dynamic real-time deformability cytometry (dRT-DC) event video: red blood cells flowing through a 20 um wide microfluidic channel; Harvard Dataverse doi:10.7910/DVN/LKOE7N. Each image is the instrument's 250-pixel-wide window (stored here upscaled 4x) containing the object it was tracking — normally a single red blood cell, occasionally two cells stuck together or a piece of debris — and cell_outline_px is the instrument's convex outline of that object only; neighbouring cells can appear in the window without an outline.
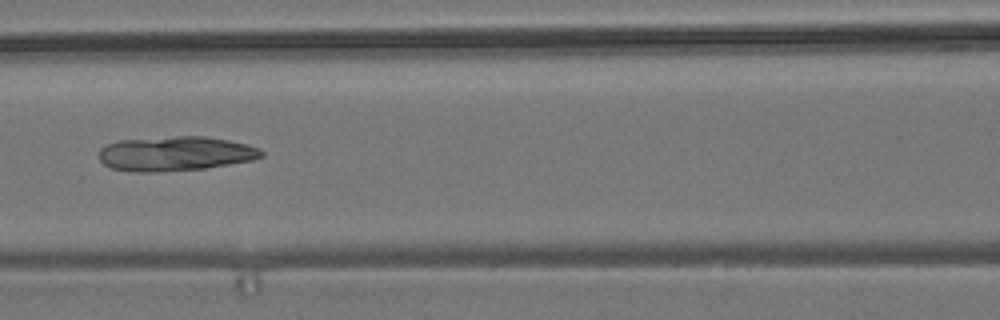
{"species": "common noctule bat (a hibernating species)", "species_latin": "Nyctalus noctula", "temperature_condition": "room temperature", "stored_images_in_passage": 7, "camera_frame_rate_fps": 3000, "um_per_image_px": 0.085, "animal": {"sex": "male", "body_mass_g": 19.2, "forearm_length_mm": 51.8}, "frame": {"image": 1, "passage_image": 7, "time_ms": 7.0, "image_size_px": [1000, 320], "cell_outline_px": [[264, 156], [252, 160], [204, 168], [156, 172], [136, 172], [112, 168], [104, 164], [100, 160], [100, 148], [108, 144], [120, 140], [176, 136], [204, 136], [228, 140], [248, 144], [260, 148], [264, 152]], "centroid_in_image_um": [14.93, 13.05], "position_along_channel_um": 151.7, "area_um2": 32.6}}